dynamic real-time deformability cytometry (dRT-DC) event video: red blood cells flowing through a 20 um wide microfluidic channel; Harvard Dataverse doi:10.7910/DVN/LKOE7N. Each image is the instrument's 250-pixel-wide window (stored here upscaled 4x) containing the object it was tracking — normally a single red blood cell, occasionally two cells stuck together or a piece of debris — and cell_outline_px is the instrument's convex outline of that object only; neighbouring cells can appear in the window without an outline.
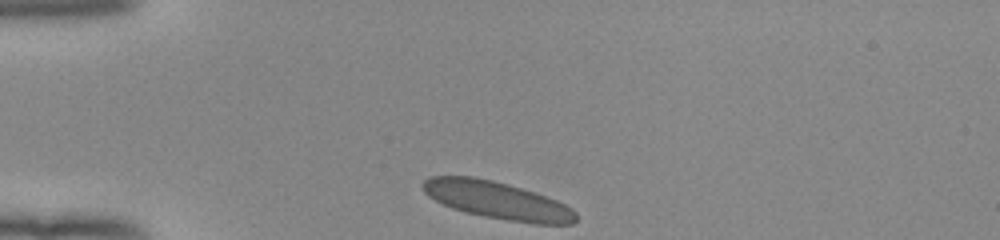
{"species": "human", "species_latin": "Homo sapiens", "temperature_condition": "room temperature", "stored_images_in_passage": 31, "camera_frame_rate_fps": 3000, "um_per_image_px": 0.085, "donor": {"sex": "female"}, "frame": {"image": 1, "passage_image": 1, "time_ms": 0.0, "image_size_px": [1000, 240], "cell_outline_px": [[576, 220], [572, 224], [532, 224], [484, 216], [464, 212], [452, 208], [428, 196], [424, 192], [420, 184], [424, 180], [432, 176], [472, 176], [492, 180], [508, 184], [556, 200], [572, 208], [576, 212]], "centroid_in_image_um": [42.25, 17.03], "position_along_channel_um": 42.8, "area_um2": 33.23}}
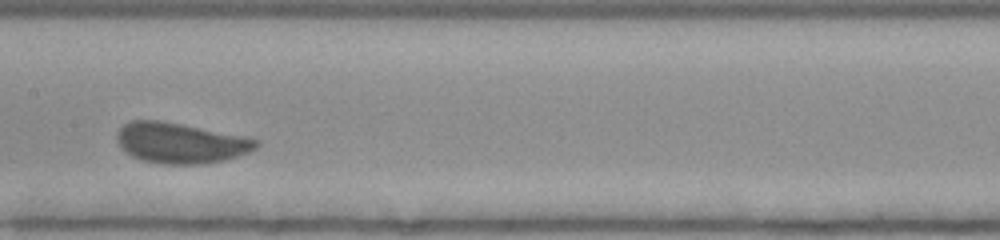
{"frame": {"image": 2, "passage_image": 15, "time_ms": 4.667, "image_size_px": [1000, 240], "cell_outline_px": [[260, 144], [256, 148], [248, 152], [224, 160], [200, 164], [160, 164], [140, 160], [132, 156], [116, 140], [116, 132], [124, 124], [132, 120], [160, 120], [248, 136], [260, 140]], "centroid_in_image_um": [15.37, 12.14], "position_along_channel_um": 192.0, "area_um2": 33.0}}
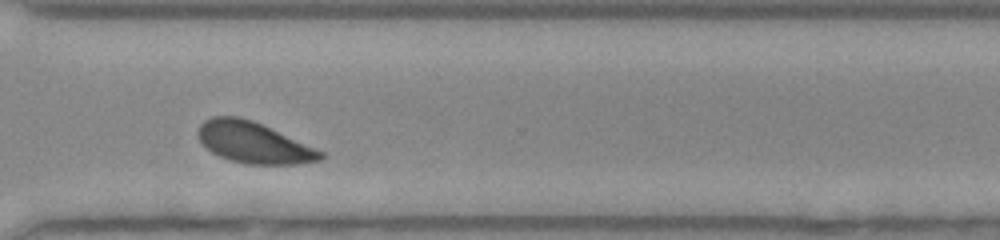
{"frame": {"image": 3, "passage_image": 27, "time_ms": 8.667, "image_size_px": [1000, 240], "cell_outline_px": [[324, 156], [320, 160], [300, 164], [244, 164], [228, 160], [212, 152], [200, 140], [196, 132], [200, 124], [204, 120], [212, 116], [240, 116], [252, 120], [324, 152]], "centroid_in_image_um": [21.52, 12.12], "position_along_channel_um": 349.1, "area_um2": 29.19}, "authors_computed_cell_mechanics": {"area_um2": 32.1368, "velocity_mm_per_s": 3.9092, "shape_relaxation_time_tau1_ms": 3.1273, "shape_relaxation_time_tau2_ms": null, "deformation_change_tau1": 0.1117, "deformation_change_tau2": null}}